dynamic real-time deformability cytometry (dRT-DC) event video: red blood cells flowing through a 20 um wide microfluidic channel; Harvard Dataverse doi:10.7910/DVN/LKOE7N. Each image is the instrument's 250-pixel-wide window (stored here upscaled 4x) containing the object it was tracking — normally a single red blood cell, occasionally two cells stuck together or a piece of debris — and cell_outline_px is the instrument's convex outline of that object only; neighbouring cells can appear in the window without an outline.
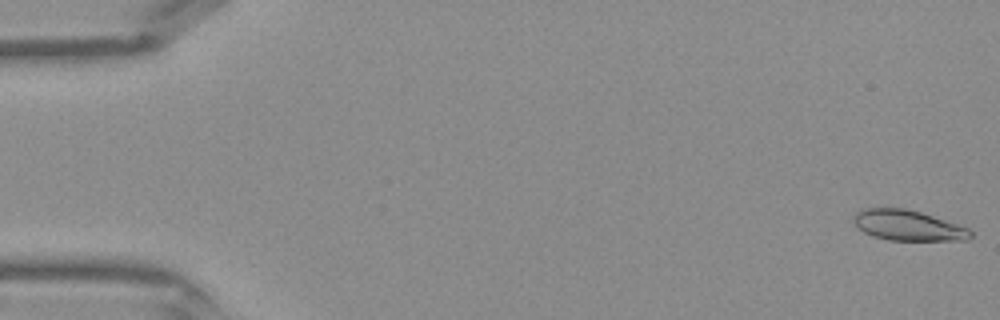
{"species": "Egyptian fruit bat (a non-hibernating species)", "species_latin": "Rousettus aegyptiacus", "temperature_condition": "warm", "stored_images_in_passage": 42, "camera_frame_rate_fps": 3000, "um_per_image_px": 0.085, "frame": {"image": 1, "passage_image": 1, "time_ms": 0.0, "image_size_px": [1000, 320], "cell_outline_px": [[972, 236], [968, 240], [888, 240], [872, 236], [864, 232], [852, 220], [852, 216], [860, 208], [904, 208], [920, 212], [968, 228], [972, 232]], "centroid_in_image_um": [77.14, 19.16], "position_along_channel_um": 7.9, "area_um2": 20.63}}
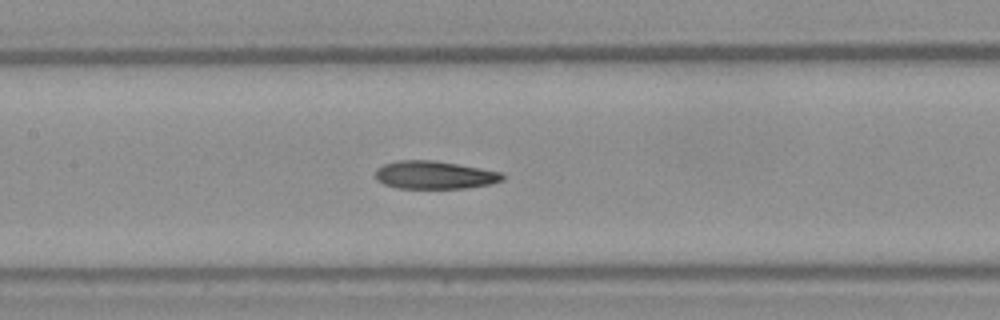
{"frame": {"image": 2, "passage_image": 20, "time_ms": 6.333, "image_size_px": [1000, 320], "cell_outline_px": [[504, 180], [492, 184], [464, 188], [396, 188], [384, 184], [376, 180], [376, 168], [384, 164], [396, 160], [436, 160], [504, 172]], "centroid_in_image_um": [36.96, 14.87], "position_along_channel_um": 170.4, "area_um2": 20.98}}
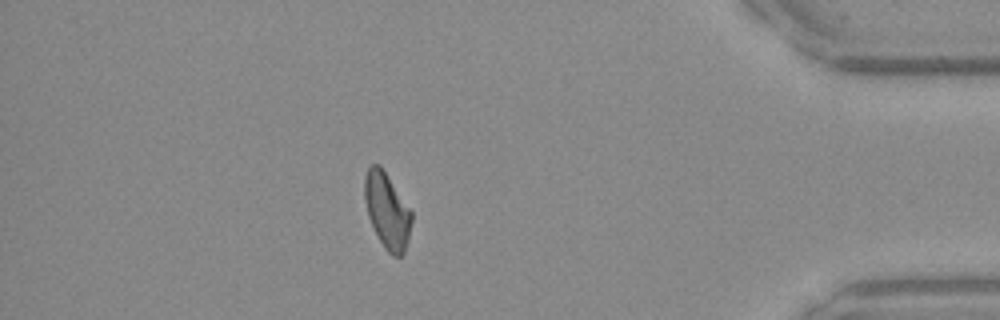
{"frame": {"image": 3, "passage_image": 37, "time_ms": 12.0, "image_size_px": [1000, 320], "cell_outline_px": [[412, 220], [408, 240], [404, 252], [400, 256], [392, 256], [384, 248], [368, 216], [364, 200], [364, 176], [368, 168], [372, 164], [380, 164], [412, 212]], "centroid_in_image_um": [32.89, 17.89], "position_along_channel_um": 402.3, "area_um2": 20.58}}